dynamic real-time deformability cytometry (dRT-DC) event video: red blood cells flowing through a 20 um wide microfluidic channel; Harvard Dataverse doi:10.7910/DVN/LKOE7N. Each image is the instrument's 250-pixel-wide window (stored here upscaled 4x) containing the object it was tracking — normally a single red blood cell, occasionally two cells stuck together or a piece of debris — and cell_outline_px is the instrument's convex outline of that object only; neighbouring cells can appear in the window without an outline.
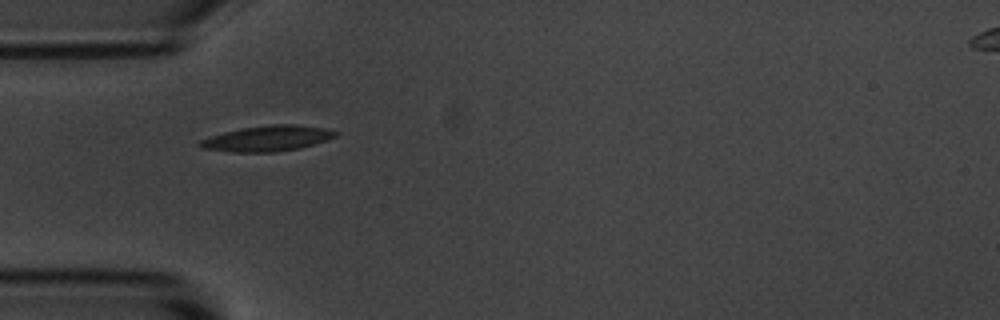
{"species": "common noctule bat (a hibernating species)", "species_latin": "Nyctalus noctula", "temperature_condition": "room temperature", "stored_images_in_passage": 1, "camera_frame_rate_fps": 3000, "um_per_image_px": 0.085, "animal": {"sex": "male", "body_mass_g": 20.1, "forearm_length_mm": 53.5}, "frame": {"image": 1, "passage_image": 1, "time_ms": 0.0, "image_size_px": [1000, 320], "cell_outline_px": [[340, 132], [336, 136], [300, 148], [276, 152], [232, 152], [200, 148], [196, 144], [200, 140], [224, 132], [240, 128], [272, 124], [292, 124], [324, 128]], "centroid_in_image_um": [22.69, 11.77], "position_along_channel_um": 62.3, "area_um2": 20.11}}